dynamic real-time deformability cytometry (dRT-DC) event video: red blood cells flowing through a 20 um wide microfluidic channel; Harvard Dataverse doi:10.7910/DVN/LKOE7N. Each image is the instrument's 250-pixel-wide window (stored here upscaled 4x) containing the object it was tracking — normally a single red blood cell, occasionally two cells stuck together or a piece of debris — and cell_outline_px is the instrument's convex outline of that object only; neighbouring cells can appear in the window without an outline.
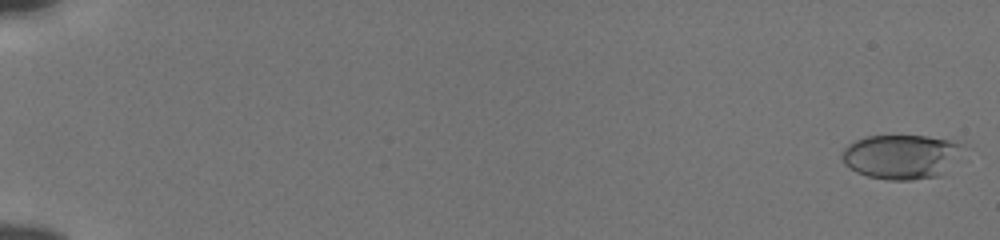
{"species": "human", "species_latin": "Homo sapiens", "temperature_condition": "cold", "stored_images_in_passage": 56, "camera_frame_rate_fps": 3000, "um_per_image_px": 0.085, "donor": {"sex": "male"}, "frame": {"image": 1, "passage_image": 1, "time_ms": 0.0, "image_size_px": [1000, 240], "cell_outline_px": [[960, 144], [940, 176], [912, 180], [888, 180], [868, 176], [856, 172], [844, 164], [840, 156], [844, 148], [848, 144], [864, 136], [928, 136], [948, 140]], "centroid_in_image_um": [76.42, 13.32], "position_along_channel_um": 8.6, "area_um2": 30.4}}
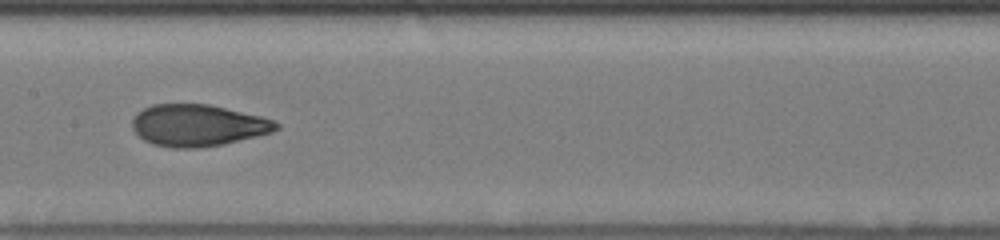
{"frame": {"image": 2, "passage_image": 31, "time_ms": 10.0, "image_size_px": [1000, 240], "cell_outline_px": [[280, 128], [272, 132], [224, 144], [200, 148], [172, 148], [152, 144], [144, 140], [132, 128], [132, 120], [136, 112], [152, 104], [208, 104], [260, 116], [272, 120], [280, 124]], "centroid_in_image_um": [16.79, 10.66], "position_along_channel_um": 190.6, "area_um2": 35.03}}
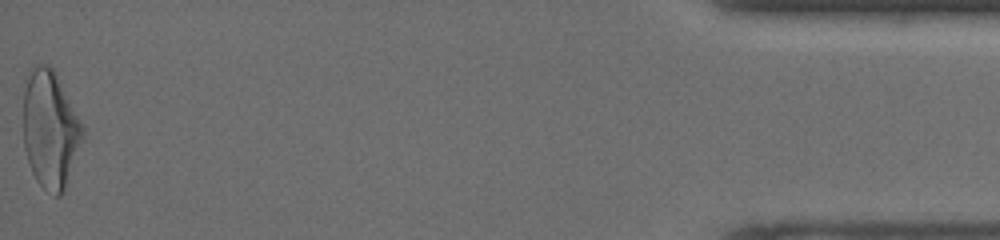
{"frame": {"image": 3, "passage_image": 56, "time_ms": 18.333, "image_size_px": [1000, 240], "cell_outline_px": [[84, 140], [64, 192], [60, 196], [56, 196], [44, 188], [36, 180], [32, 172], [24, 148], [24, 88], [28, 76], [32, 68], [36, 64], [48, 64], [52, 68], [84, 124]], "centroid_in_image_um": [4.3, 11.03], "position_along_channel_um": 430.9, "area_um2": 40.86}, "authors_computed_cell_mechanics": {"area_um2": 34.5644, "velocity_mm_per_s": 3.8492, "shape_relaxation_time_tau1_ms": 3.9306, "shape_relaxation_time_tau2_ms": 1.1663, "deformation_change_tau1": 0.1758, "deformation_change_tau2": 0.073}}